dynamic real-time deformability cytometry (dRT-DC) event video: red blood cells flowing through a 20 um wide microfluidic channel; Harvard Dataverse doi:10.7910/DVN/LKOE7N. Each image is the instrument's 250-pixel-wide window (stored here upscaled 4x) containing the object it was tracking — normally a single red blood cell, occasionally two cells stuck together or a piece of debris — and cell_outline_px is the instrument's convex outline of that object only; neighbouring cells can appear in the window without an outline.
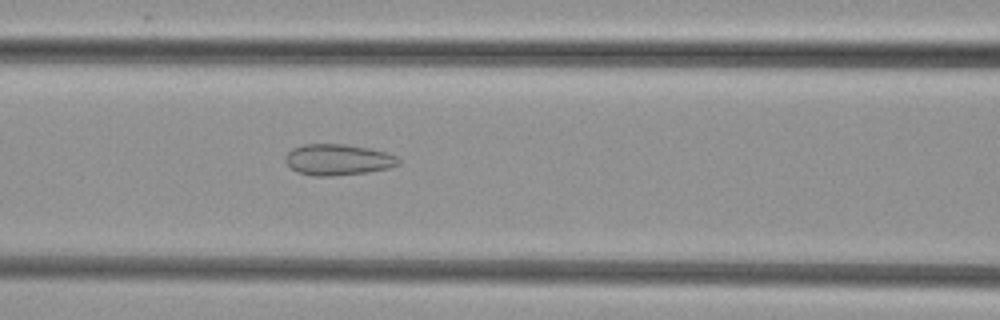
{"species": "common noctule bat (a hibernating species)", "species_latin": "Nyctalus noctula", "temperature_condition": "cold", "stored_images_in_passage": 52, "camera_frame_rate_fps": 3000, "um_per_image_px": 0.085, "animal": {"sex": "female", "body_mass_g": 29.2, "forearm_length_mm": 56.3}, "frame": {"image": 1, "passage_image": 23, "time_ms": 7.333, "image_size_px": [1000, 320], "cell_outline_px": [[400, 164], [388, 168], [368, 172], [332, 176], [312, 176], [296, 172], [284, 160], [284, 156], [292, 148], [304, 144], [344, 144], [368, 148], [388, 152], [396, 156], [400, 160]], "centroid_in_image_um": [28.71, 13.57], "position_along_channel_um": 137.9, "area_um2": 20.63}}
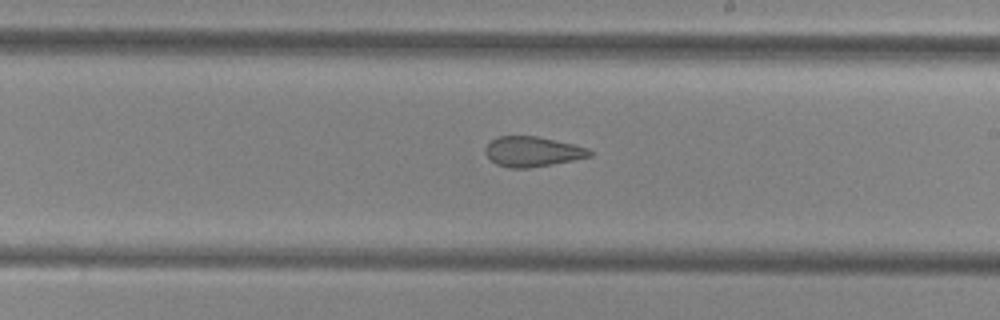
{"frame": {"image": 2, "passage_image": 31, "time_ms": 10.0, "image_size_px": [1000, 320], "cell_outline_px": [[592, 156], [552, 164], [528, 168], [508, 168], [496, 164], [484, 152], [484, 148], [496, 136], [536, 136], [572, 144], [588, 148], [592, 152]], "centroid_in_image_um": [45.23, 12.89], "position_along_channel_um": 243.8, "area_um2": 18.15}}
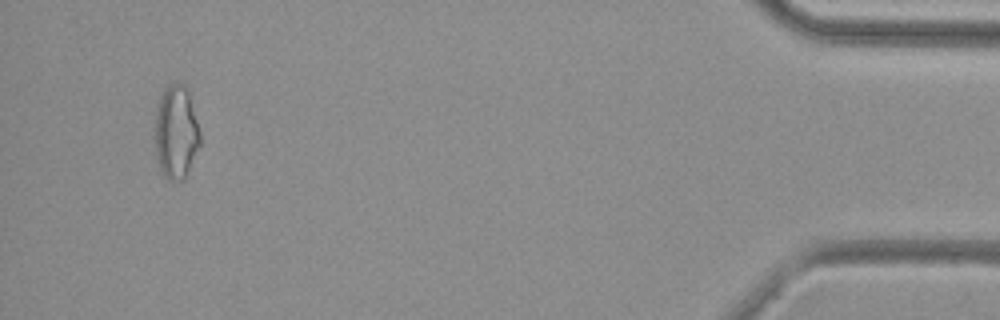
{"frame": {"image": 3, "passage_image": 50, "time_ms": 16.333, "image_size_px": [1000, 320], "cell_outline_px": [[200, 144], [184, 180], [168, 180], [164, 176], [160, 168], [156, 156], [156, 104], [160, 96], [168, 84], [176, 80], [180, 80], [188, 84], [200, 132]], "centroid_in_image_um": [14.99, 11.14], "position_along_channel_um": 420.2, "area_um2": 25.09}}